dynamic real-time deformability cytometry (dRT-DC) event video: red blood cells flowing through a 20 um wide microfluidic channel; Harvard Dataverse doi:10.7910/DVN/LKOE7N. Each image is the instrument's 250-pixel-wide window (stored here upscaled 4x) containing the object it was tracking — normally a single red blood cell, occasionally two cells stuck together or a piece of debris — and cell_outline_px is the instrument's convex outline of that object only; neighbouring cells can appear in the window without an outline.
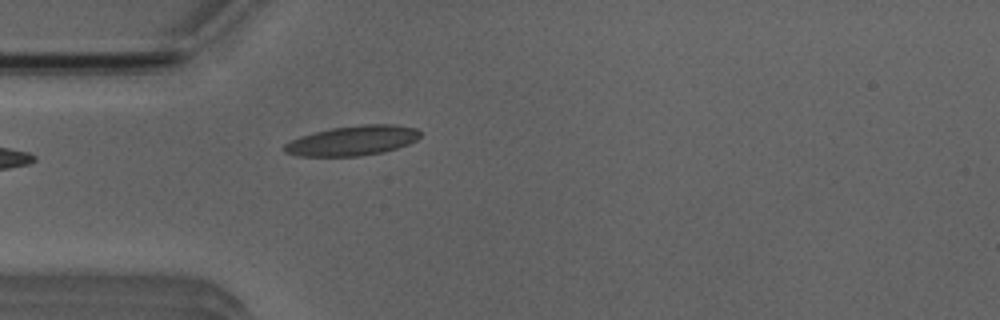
{"species": "Egyptian fruit bat (a non-hibernating species)", "species_latin": "Rousettus aegyptiacus", "temperature_condition": "room temperature", "stored_images_in_passage": 3, "camera_frame_rate_fps": 3000, "um_per_image_px": 0.085, "animal": {"sex": "male"}, "frame": {"image": 1, "passage_image": 3, "time_ms": 3.333, "image_size_px": [1000, 320], "cell_outline_px": [[420, 136], [416, 140], [408, 144], [384, 152], [360, 156], [300, 156], [284, 152], [284, 144], [288, 140], [300, 136], [332, 128], [364, 124], [396, 124], [416, 128], [420, 132]], "centroid_in_image_um": [29.96, 11.95], "position_along_channel_um": 55.0, "area_um2": 23.64}}